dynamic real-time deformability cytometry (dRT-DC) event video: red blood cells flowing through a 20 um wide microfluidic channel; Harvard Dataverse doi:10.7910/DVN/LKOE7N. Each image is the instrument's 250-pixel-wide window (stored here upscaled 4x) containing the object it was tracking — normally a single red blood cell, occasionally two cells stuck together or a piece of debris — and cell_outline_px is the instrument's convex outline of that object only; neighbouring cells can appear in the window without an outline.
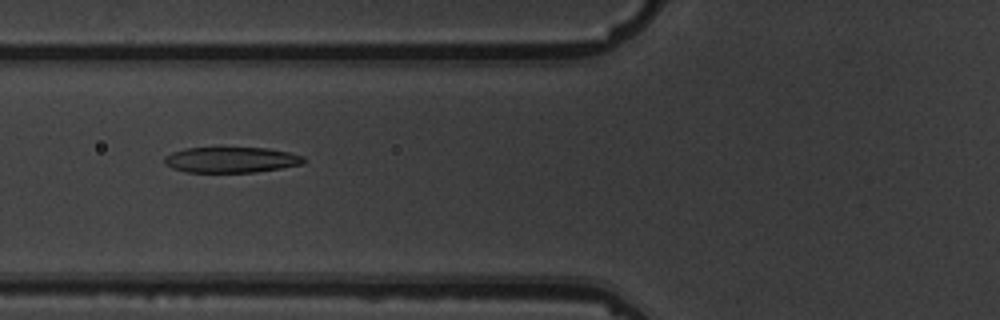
{"species": "common noctule bat (a hibernating species)", "species_latin": "Nyctalus noctula", "temperature_condition": "warm", "stored_images_in_passage": 8, "camera_frame_rate_fps": 3000, "um_per_image_px": 0.085, "animal": {"sex": "male", "body_mass_g": 19.5, "forearm_length_mm": 54.6}, "frame": {"image": 1, "passage_image": 7, "time_ms": 7.0, "image_size_px": [1000, 320], "cell_outline_px": [[308, 160], [304, 164], [256, 172], [184, 172], [172, 168], [164, 164], [164, 156], [172, 152], [184, 148], [268, 148], [288, 152], [304, 156]], "centroid_in_image_um": [19.66, 13.59], "position_along_channel_um": 106.1, "area_um2": 20.98}}
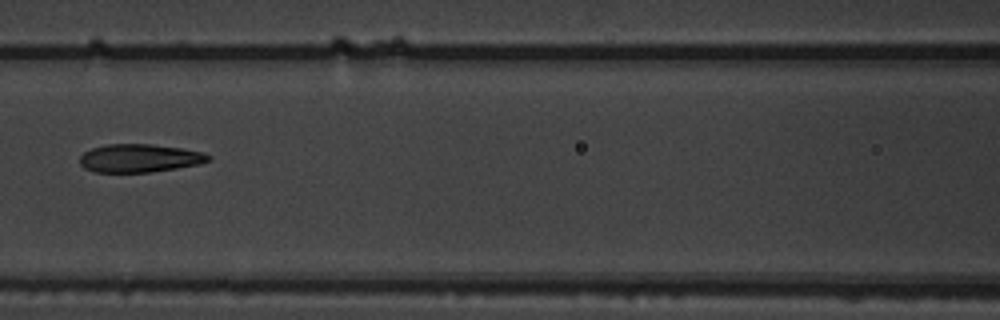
{"frame": {"image": 2, "passage_image": 8, "time_ms": 8.333, "image_size_px": [1000, 320], "cell_outline_px": [[212, 156], [208, 160], [200, 164], [176, 168], [148, 172], [92, 172], [84, 168], [80, 164], [80, 156], [84, 152], [92, 148], [104, 144], [152, 144], [180, 148], [204, 152]], "centroid_in_image_um": [11.84, 13.44], "position_along_channel_um": 154.8, "area_um2": 21.15}}